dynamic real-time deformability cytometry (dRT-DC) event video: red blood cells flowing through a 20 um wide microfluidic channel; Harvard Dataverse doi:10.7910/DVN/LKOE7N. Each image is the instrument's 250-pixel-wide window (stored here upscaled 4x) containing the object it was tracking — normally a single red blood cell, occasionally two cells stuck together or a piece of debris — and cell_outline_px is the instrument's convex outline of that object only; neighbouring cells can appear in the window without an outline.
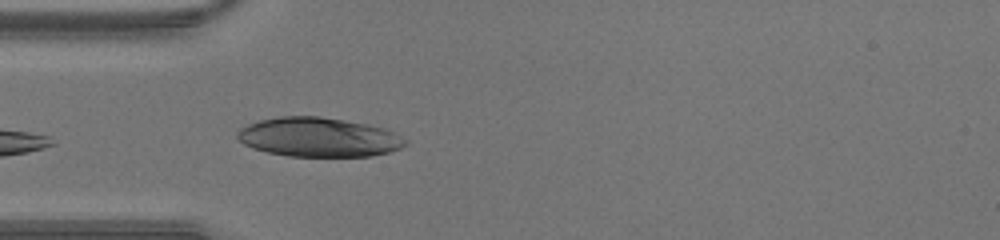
{"species": "human", "species_latin": "Homo sapiens", "temperature_condition": "warm", "stored_images_in_passage": 20, "camera_frame_rate_fps": 3000, "um_per_image_px": 0.085, "donor": {"sex": "male"}, "frame": {"image": 1, "passage_image": 1, "time_ms": 0.0, "image_size_px": [1000, 240], "cell_outline_px": [[408, 144], [392, 152], [372, 156], [288, 156], [268, 152], [252, 148], [244, 144], [236, 136], [236, 132], [240, 128], [248, 124], [260, 120], [280, 116], [320, 116], [368, 124], [388, 128], [408, 140]], "centroid_in_image_um": [27.13, 11.66], "position_along_channel_um": 57.9, "area_um2": 38.78}}
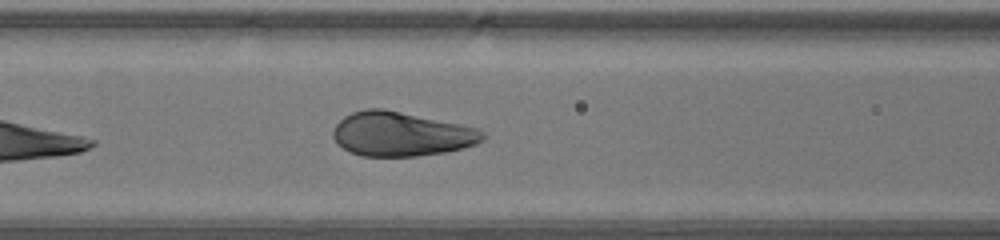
{"frame": {"image": 2, "passage_image": 6, "time_ms": 1.667, "image_size_px": [1000, 240], "cell_outline_px": [[484, 140], [476, 144], [444, 152], [416, 156], [360, 156], [348, 152], [332, 136], [332, 132], [336, 124], [344, 116], [352, 112], [364, 108], [384, 108], [460, 124], [476, 128], [484, 132]], "centroid_in_image_um": [34.07, 11.38], "position_along_channel_um": 132.5, "area_um2": 38.55}}
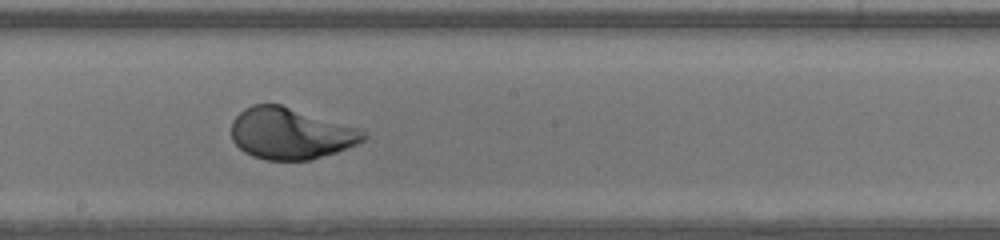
{"frame": {"image": 3, "passage_image": 12, "time_ms": 3.667, "image_size_px": [1000, 240], "cell_outline_px": [[368, 136], [364, 140], [356, 144], [336, 152], [308, 160], [264, 160], [252, 156], [244, 152], [232, 140], [232, 120], [244, 108], [252, 104], [280, 104], [360, 128]], "centroid_in_image_um": [24.68, 11.34], "position_along_channel_um": 223.5, "area_um2": 39.54}}